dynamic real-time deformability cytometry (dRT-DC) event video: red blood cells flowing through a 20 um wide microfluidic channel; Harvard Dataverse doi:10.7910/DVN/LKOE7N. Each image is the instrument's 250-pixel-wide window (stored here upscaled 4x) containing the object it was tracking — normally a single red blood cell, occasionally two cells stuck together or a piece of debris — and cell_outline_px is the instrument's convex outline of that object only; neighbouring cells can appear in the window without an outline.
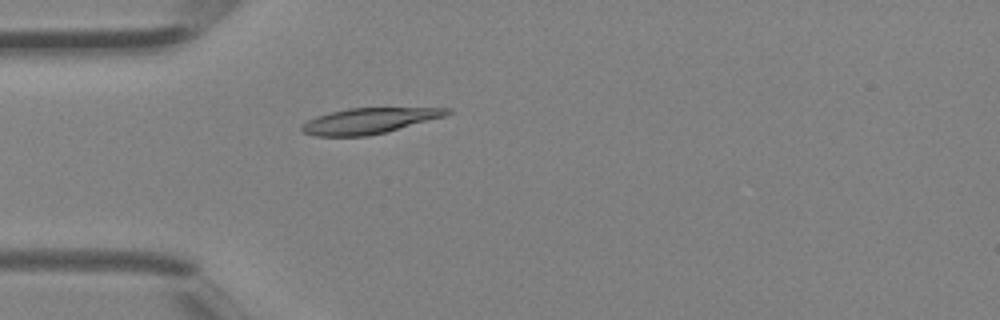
{"species": "Egyptian fruit bat (a non-hibernating species)", "species_latin": "Rousettus aegyptiacus", "temperature_condition": "room temperature", "stored_images_in_passage": 3, "camera_frame_rate_fps": 3000, "um_per_image_px": 0.085, "animal": {"sex": "female"}, "frame": {"image": 1, "passage_image": 3, "time_ms": 0.667, "image_size_px": [1000, 320], "cell_outline_px": [[452, 112], [444, 116], [384, 132], [368, 136], [316, 136], [304, 132], [300, 128], [308, 120], [316, 116], [348, 108], [452, 108]], "centroid_in_image_um": [31.36, 10.26], "position_along_channel_um": 53.6, "area_um2": 21.27}}